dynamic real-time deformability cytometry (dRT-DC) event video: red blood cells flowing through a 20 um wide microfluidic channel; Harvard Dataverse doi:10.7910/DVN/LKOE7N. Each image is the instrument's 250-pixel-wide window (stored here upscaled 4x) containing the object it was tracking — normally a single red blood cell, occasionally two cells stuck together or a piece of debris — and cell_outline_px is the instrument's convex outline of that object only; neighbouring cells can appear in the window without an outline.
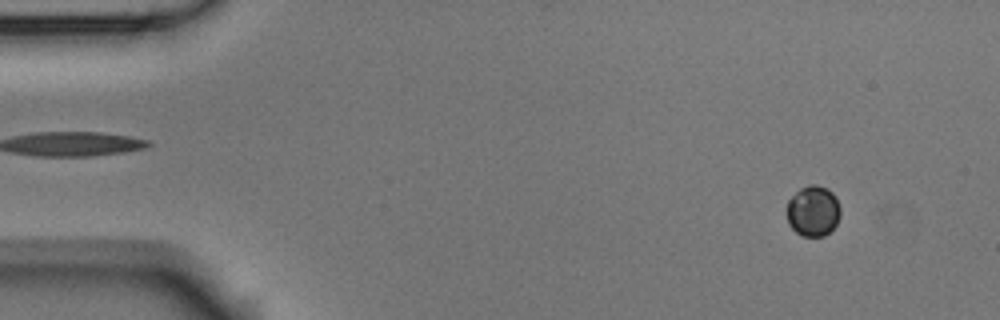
{"species": "Egyptian fruit bat (a non-hibernating species)", "species_latin": "Rousettus aegyptiacus", "temperature_condition": "room temperature", "stored_images_in_passage": 3, "camera_frame_rate_fps": 3000, "um_per_image_px": 0.085, "animal": {"sex": "male"}, "frame": {"image": 1, "passage_image": 1, "time_ms": 0.0, "image_size_px": [1000, 320], "cell_outline_px": [[840, 216], [836, 224], [824, 236], [804, 236], [796, 232], [788, 224], [788, 200], [800, 188], [808, 184], [816, 184], [828, 188], [836, 196], [840, 208]], "centroid_in_image_um": [69.13, 17.91], "position_along_channel_um": 15.9, "area_um2": 15.84}}
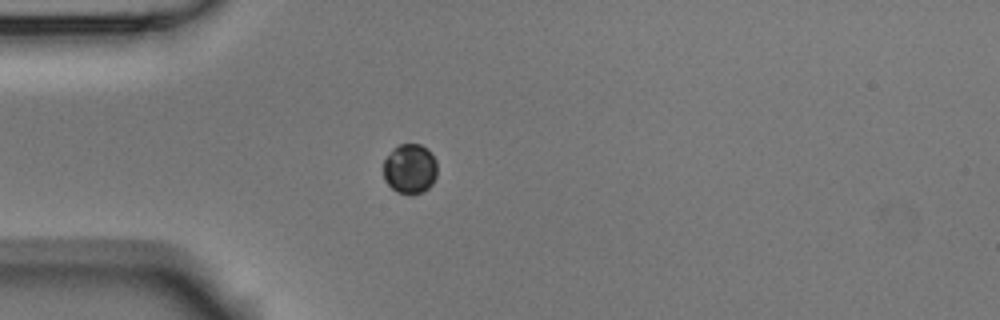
{"frame": {"image": 2, "passage_image": 3, "time_ms": 0.667, "image_size_px": [1000, 320], "cell_outline_px": [[436, 176], [432, 184], [424, 192], [396, 192], [388, 184], [384, 176], [384, 160], [392, 148], [400, 144], [420, 144], [428, 148], [432, 152], [436, 160]], "centroid_in_image_um": [34.86, 14.3], "position_along_channel_um": 50.1, "area_um2": 15.55}}